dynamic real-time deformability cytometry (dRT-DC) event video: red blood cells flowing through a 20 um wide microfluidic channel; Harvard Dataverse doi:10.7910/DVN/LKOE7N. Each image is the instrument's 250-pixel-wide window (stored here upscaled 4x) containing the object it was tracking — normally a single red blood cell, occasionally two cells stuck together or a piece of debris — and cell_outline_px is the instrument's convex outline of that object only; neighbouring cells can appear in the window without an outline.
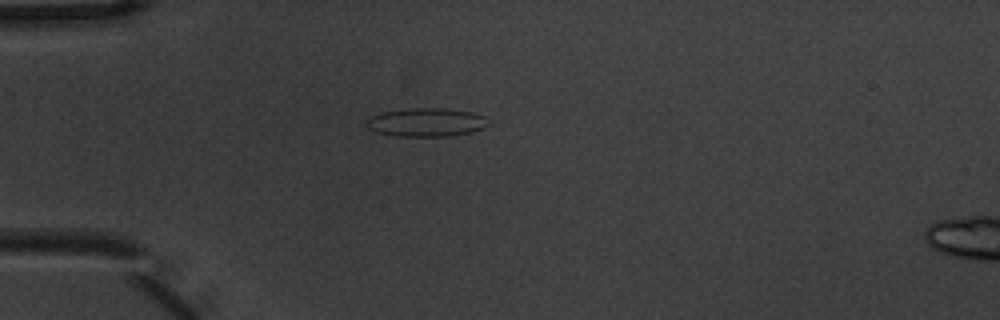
{"species": "common noctule bat (a hibernating species)", "species_latin": "Nyctalus noctula", "temperature_condition": "warm", "stored_images_in_passage": 2, "camera_frame_rate_fps": 3000, "um_per_image_px": 0.085, "animal": {"sex": "male", "body_mass_g": 20.1, "forearm_length_mm": 53.5}, "frame": {"image": 1, "passage_image": 1, "time_ms": 0.0, "image_size_px": [1000, 320], "cell_outline_px": [[488, 124], [484, 128], [472, 132], [448, 136], [396, 136], [376, 132], [368, 128], [364, 124], [364, 120], [368, 116], [380, 112], [408, 108], [444, 108], [472, 112], [484, 116]], "centroid_in_image_um": [36.16, 10.39], "position_along_channel_um": 48.8, "area_um2": 20.52}}